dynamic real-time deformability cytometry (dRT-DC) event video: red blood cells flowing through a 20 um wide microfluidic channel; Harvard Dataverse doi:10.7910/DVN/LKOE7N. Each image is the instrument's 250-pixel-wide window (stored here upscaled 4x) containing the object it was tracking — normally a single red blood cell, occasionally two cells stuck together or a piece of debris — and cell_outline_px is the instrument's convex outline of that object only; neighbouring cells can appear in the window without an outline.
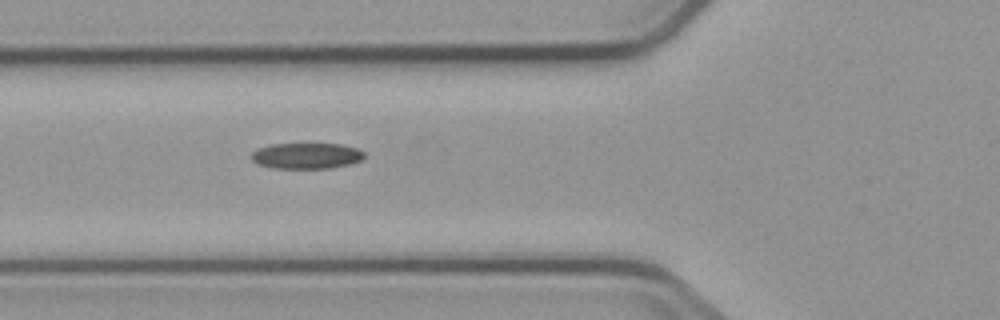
{"species": "common noctule bat (a hibernating species)", "species_latin": "Nyctalus noctula", "temperature_condition": "cold", "stored_images_in_passage": 5, "camera_frame_rate_fps": 3000, "um_per_image_px": 0.085, "animal": {"sex": "male", "body_mass_g": 23.1, "forearm_length_mm": 52.7}, "frame": {"image": 1, "passage_image": 5, "time_ms": 5.333, "image_size_px": [1000, 320], "cell_outline_px": [[364, 156], [360, 160], [352, 164], [328, 168], [272, 168], [256, 164], [252, 160], [252, 152], [256, 148], [272, 144], [340, 144], [356, 148], [364, 152]], "centroid_in_image_um": [26.02, 13.24], "position_along_channel_um": 99.8, "area_um2": 17.05}}